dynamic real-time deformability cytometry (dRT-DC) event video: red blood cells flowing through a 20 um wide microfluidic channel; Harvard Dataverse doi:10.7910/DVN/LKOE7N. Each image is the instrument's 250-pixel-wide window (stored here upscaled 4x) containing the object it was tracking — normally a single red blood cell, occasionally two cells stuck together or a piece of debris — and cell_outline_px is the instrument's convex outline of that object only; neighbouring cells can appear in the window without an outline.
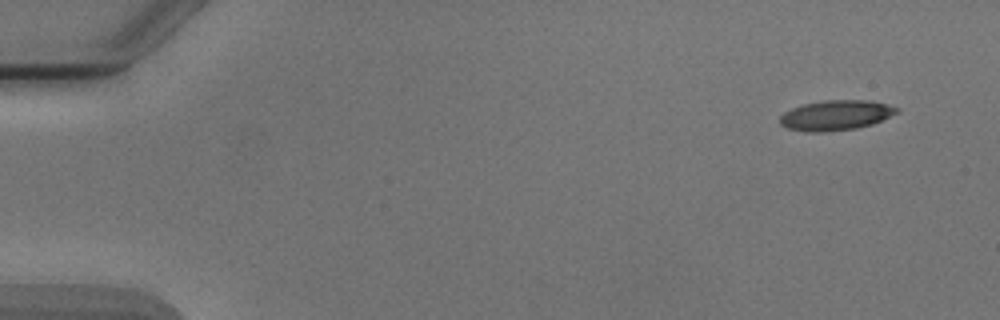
{"species": "Egyptian fruit bat (a non-hibernating species)", "species_latin": "Rousettus aegyptiacus", "temperature_condition": "cold", "stored_images_in_passage": 7, "camera_frame_rate_fps": 3000, "um_per_image_px": 0.085, "animal": {"sex": "male"}, "frame": {"image": 1, "passage_image": 1, "time_ms": 0.0, "image_size_px": [1000, 320], "cell_outline_px": [[900, 112], [872, 124], [856, 128], [816, 132], [808, 132], [788, 128], [780, 124], [780, 116], [784, 112], [792, 108], [804, 104], [820, 100], [872, 100], [888, 104], [900, 108]], "centroid_in_image_um": [71.08, 9.78], "position_along_channel_um": 13.9, "area_um2": 20.52}}
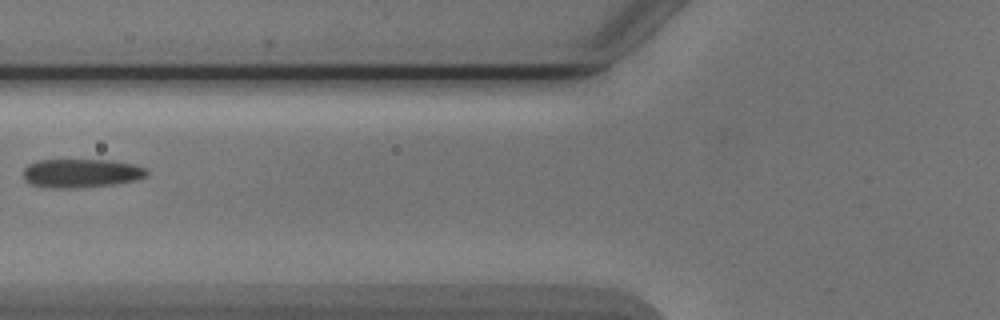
{"frame": {"image": 2, "passage_image": 6, "time_ms": 6.0, "image_size_px": [1000, 320], "cell_outline_px": [[148, 172], [144, 176], [136, 180], [116, 184], [84, 188], [44, 188], [28, 184], [24, 180], [24, 168], [28, 164], [40, 160], [112, 160], [132, 164], [144, 168]], "centroid_in_image_um": [6.85, 14.74], "position_along_channel_um": 119.0, "area_um2": 20.92}}
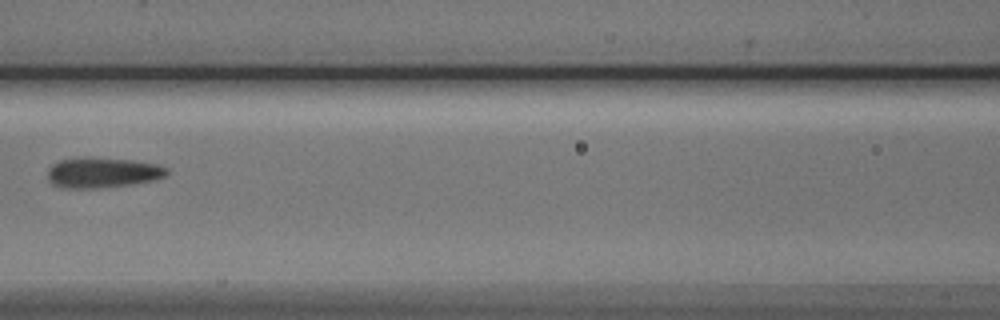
{"frame": {"image": 3, "passage_image": 7, "time_ms": 7.0, "image_size_px": [1000, 320], "cell_outline_px": [[168, 172], [164, 176], [156, 180], [132, 184], [100, 188], [60, 188], [52, 184], [48, 180], [48, 168], [52, 164], [60, 160], [132, 160], [156, 164], [168, 168]], "centroid_in_image_um": [8.73, 14.73], "position_along_channel_um": 157.9, "area_um2": 20.35}}